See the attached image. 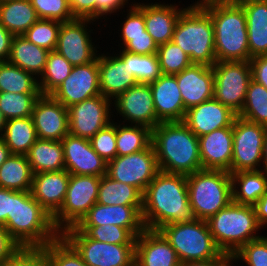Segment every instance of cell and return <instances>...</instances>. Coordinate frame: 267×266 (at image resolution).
Segmentation results:
<instances>
[{
	"mask_svg": "<svg viewBox=\"0 0 267 266\" xmlns=\"http://www.w3.org/2000/svg\"><path fill=\"white\" fill-rule=\"evenodd\" d=\"M261 170H264L265 172H267V126H266V131H265V139H264L263 152H262Z\"/></svg>",
	"mask_w": 267,
	"mask_h": 266,
	"instance_id": "obj_63",
	"label": "cell"
},
{
	"mask_svg": "<svg viewBox=\"0 0 267 266\" xmlns=\"http://www.w3.org/2000/svg\"><path fill=\"white\" fill-rule=\"evenodd\" d=\"M213 97L237 115L242 111L251 81L249 61H216L213 66Z\"/></svg>",
	"mask_w": 267,
	"mask_h": 266,
	"instance_id": "obj_11",
	"label": "cell"
},
{
	"mask_svg": "<svg viewBox=\"0 0 267 266\" xmlns=\"http://www.w3.org/2000/svg\"><path fill=\"white\" fill-rule=\"evenodd\" d=\"M91 23L94 25L96 21L75 18L68 22H61L55 50L72 66L91 63L99 54L98 47L95 45L97 38L92 42L94 37L91 34L94 32L89 26Z\"/></svg>",
	"mask_w": 267,
	"mask_h": 266,
	"instance_id": "obj_13",
	"label": "cell"
},
{
	"mask_svg": "<svg viewBox=\"0 0 267 266\" xmlns=\"http://www.w3.org/2000/svg\"><path fill=\"white\" fill-rule=\"evenodd\" d=\"M116 225L126 228L135 238L146 228L142 206H106L95 203L76 226Z\"/></svg>",
	"mask_w": 267,
	"mask_h": 266,
	"instance_id": "obj_20",
	"label": "cell"
},
{
	"mask_svg": "<svg viewBox=\"0 0 267 266\" xmlns=\"http://www.w3.org/2000/svg\"><path fill=\"white\" fill-rule=\"evenodd\" d=\"M42 248L45 266H87L81 255L62 235Z\"/></svg>",
	"mask_w": 267,
	"mask_h": 266,
	"instance_id": "obj_43",
	"label": "cell"
},
{
	"mask_svg": "<svg viewBox=\"0 0 267 266\" xmlns=\"http://www.w3.org/2000/svg\"><path fill=\"white\" fill-rule=\"evenodd\" d=\"M214 27L217 61H250L247 21L243 7L236 1L205 9Z\"/></svg>",
	"mask_w": 267,
	"mask_h": 266,
	"instance_id": "obj_4",
	"label": "cell"
},
{
	"mask_svg": "<svg viewBox=\"0 0 267 266\" xmlns=\"http://www.w3.org/2000/svg\"><path fill=\"white\" fill-rule=\"evenodd\" d=\"M130 9H126V11H122V15H126L124 17V21L122 23L121 28H119L117 32L119 36H137V35H145L146 25L144 20V3L142 2H130ZM134 3V4H133ZM127 13V14H123Z\"/></svg>",
	"mask_w": 267,
	"mask_h": 266,
	"instance_id": "obj_50",
	"label": "cell"
},
{
	"mask_svg": "<svg viewBox=\"0 0 267 266\" xmlns=\"http://www.w3.org/2000/svg\"><path fill=\"white\" fill-rule=\"evenodd\" d=\"M149 85L157 118L161 122L183 121L187 110L175 75L162 74Z\"/></svg>",
	"mask_w": 267,
	"mask_h": 266,
	"instance_id": "obj_25",
	"label": "cell"
},
{
	"mask_svg": "<svg viewBox=\"0 0 267 266\" xmlns=\"http://www.w3.org/2000/svg\"><path fill=\"white\" fill-rule=\"evenodd\" d=\"M246 15L250 57L267 55V0H236Z\"/></svg>",
	"mask_w": 267,
	"mask_h": 266,
	"instance_id": "obj_29",
	"label": "cell"
},
{
	"mask_svg": "<svg viewBox=\"0 0 267 266\" xmlns=\"http://www.w3.org/2000/svg\"><path fill=\"white\" fill-rule=\"evenodd\" d=\"M11 155L10 149L6 146L4 140L0 137V166Z\"/></svg>",
	"mask_w": 267,
	"mask_h": 266,
	"instance_id": "obj_62",
	"label": "cell"
},
{
	"mask_svg": "<svg viewBox=\"0 0 267 266\" xmlns=\"http://www.w3.org/2000/svg\"><path fill=\"white\" fill-rule=\"evenodd\" d=\"M136 266H180L175 249L159 230L145 229L135 241Z\"/></svg>",
	"mask_w": 267,
	"mask_h": 266,
	"instance_id": "obj_22",
	"label": "cell"
},
{
	"mask_svg": "<svg viewBox=\"0 0 267 266\" xmlns=\"http://www.w3.org/2000/svg\"><path fill=\"white\" fill-rule=\"evenodd\" d=\"M31 117L38 139L61 141L69 133L68 108L51 95L39 96Z\"/></svg>",
	"mask_w": 267,
	"mask_h": 266,
	"instance_id": "obj_19",
	"label": "cell"
},
{
	"mask_svg": "<svg viewBox=\"0 0 267 266\" xmlns=\"http://www.w3.org/2000/svg\"><path fill=\"white\" fill-rule=\"evenodd\" d=\"M100 181L98 176L70 174L63 205L53 216L54 226L60 234L76 226L97 203Z\"/></svg>",
	"mask_w": 267,
	"mask_h": 266,
	"instance_id": "obj_9",
	"label": "cell"
},
{
	"mask_svg": "<svg viewBox=\"0 0 267 266\" xmlns=\"http://www.w3.org/2000/svg\"><path fill=\"white\" fill-rule=\"evenodd\" d=\"M142 219L145 228L151 230L195 220L186 175L159 171L143 193Z\"/></svg>",
	"mask_w": 267,
	"mask_h": 266,
	"instance_id": "obj_1",
	"label": "cell"
},
{
	"mask_svg": "<svg viewBox=\"0 0 267 266\" xmlns=\"http://www.w3.org/2000/svg\"><path fill=\"white\" fill-rule=\"evenodd\" d=\"M4 227L24 248H42L61 235L54 226L53 217L30 191L12 190L11 218L7 219Z\"/></svg>",
	"mask_w": 267,
	"mask_h": 266,
	"instance_id": "obj_3",
	"label": "cell"
},
{
	"mask_svg": "<svg viewBox=\"0 0 267 266\" xmlns=\"http://www.w3.org/2000/svg\"><path fill=\"white\" fill-rule=\"evenodd\" d=\"M251 78L267 89V55H260L250 59Z\"/></svg>",
	"mask_w": 267,
	"mask_h": 266,
	"instance_id": "obj_55",
	"label": "cell"
},
{
	"mask_svg": "<svg viewBox=\"0 0 267 266\" xmlns=\"http://www.w3.org/2000/svg\"><path fill=\"white\" fill-rule=\"evenodd\" d=\"M49 51L30 42L23 35H15L12 40L8 62L34 75H42Z\"/></svg>",
	"mask_w": 267,
	"mask_h": 266,
	"instance_id": "obj_30",
	"label": "cell"
},
{
	"mask_svg": "<svg viewBox=\"0 0 267 266\" xmlns=\"http://www.w3.org/2000/svg\"><path fill=\"white\" fill-rule=\"evenodd\" d=\"M175 77L186 110L213 98L214 73L212 66L191 64L180 73L175 74Z\"/></svg>",
	"mask_w": 267,
	"mask_h": 266,
	"instance_id": "obj_23",
	"label": "cell"
},
{
	"mask_svg": "<svg viewBox=\"0 0 267 266\" xmlns=\"http://www.w3.org/2000/svg\"><path fill=\"white\" fill-rule=\"evenodd\" d=\"M113 121L104 129L98 131L91 139L93 150L109 162L117 156L116 147V122Z\"/></svg>",
	"mask_w": 267,
	"mask_h": 266,
	"instance_id": "obj_49",
	"label": "cell"
},
{
	"mask_svg": "<svg viewBox=\"0 0 267 266\" xmlns=\"http://www.w3.org/2000/svg\"><path fill=\"white\" fill-rule=\"evenodd\" d=\"M89 238L111 244H135L136 238L123 227L116 225L75 226Z\"/></svg>",
	"mask_w": 267,
	"mask_h": 266,
	"instance_id": "obj_46",
	"label": "cell"
},
{
	"mask_svg": "<svg viewBox=\"0 0 267 266\" xmlns=\"http://www.w3.org/2000/svg\"><path fill=\"white\" fill-rule=\"evenodd\" d=\"M50 95L66 108L101 95L98 56L91 63L73 66L70 75Z\"/></svg>",
	"mask_w": 267,
	"mask_h": 266,
	"instance_id": "obj_17",
	"label": "cell"
},
{
	"mask_svg": "<svg viewBox=\"0 0 267 266\" xmlns=\"http://www.w3.org/2000/svg\"><path fill=\"white\" fill-rule=\"evenodd\" d=\"M41 93L0 92V110L6 120L31 117Z\"/></svg>",
	"mask_w": 267,
	"mask_h": 266,
	"instance_id": "obj_42",
	"label": "cell"
},
{
	"mask_svg": "<svg viewBox=\"0 0 267 266\" xmlns=\"http://www.w3.org/2000/svg\"><path fill=\"white\" fill-rule=\"evenodd\" d=\"M142 196L136 187L104 175L99 184L97 203L106 206H142Z\"/></svg>",
	"mask_w": 267,
	"mask_h": 266,
	"instance_id": "obj_36",
	"label": "cell"
},
{
	"mask_svg": "<svg viewBox=\"0 0 267 266\" xmlns=\"http://www.w3.org/2000/svg\"><path fill=\"white\" fill-rule=\"evenodd\" d=\"M124 63H128L130 74L137 83L149 84L162 75L158 55L156 54H134L120 48L115 52Z\"/></svg>",
	"mask_w": 267,
	"mask_h": 266,
	"instance_id": "obj_39",
	"label": "cell"
},
{
	"mask_svg": "<svg viewBox=\"0 0 267 266\" xmlns=\"http://www.w3.org/2000/svg\"><path fill=\"white\" fill-rule=\"evenodd\" d=\"M73 66L56 50L49 51L45 69L38 79L42 95H50L71 73Z\"/></svg>",
	"mask_w": 267,
	"mask_h": 266,
	"instance_id": "obj_40",
	"label": "cell"
},
{
	"mask_svg": "<svg viewBox=\"0 0 267 266\" xmlns=\"http://www.w3.org/2000/svg\"><path fill=\"white\" fill-rule=\"evenodd\" d=\"M210 233L222 253L231 257L249 241L261 237L254 207L231 202L207 220Z\"/></svg>",
	"mask_w": 267,
	"mask_h": 266,
	"instance_id": "obj_5",
	"label": "cell"
},
{
	"mask_svg": "<svg viewBox=\"0 0 267 266\" xmlns=\"http://www.w3.org/2000/svg\"><path fill=\"white\" fill-rule=\"evenodd\" d=\"M32 172H53L65 169L64 149L61 141L38 139L27 154Z\"/></svg>",
	"mask_w": 267,
	"mask_h": 266,
	"instance_id": "obj_32",
	"label": "cell"
},
{
	"mask_svg": "<svg viewBox=\"0 0 267 266\" xmlns=\"http://www.w3.org/2000/svg\"><path fill=\"white\" fill-rule=\"evenodd\" d=\"M159 170L189 175L202 169L198 137L183 121L160 122L151 130Z\"/></svg>",
	"mask_w": 267,
	"mask_h": 266,
	"instance_id": "obj_2",
	"label": "cell"
},
{
	"mask_svg": "<svg viewBox=\"0 0 267 266\" xmlns=\"http://www.w3.org/2000/svg\"><path fill=\"white\" fill-rule=\"evenodd\" d=\"M165 2L145 3L144 20L146 31L159 46L172 41L175 24L185 7ZM180 6V7H179Z\"/></svg>",
	"mask_w": 267,
	"mask_h": 266,
	"instance_id": "obj_28",
	"label": "cell"
},
{
	"mask_svg": "<svg viewBox=\"0 0 267 266\" xmlns=\"http://www.w3.org/2000/svg\"><path fill=\"white\" fill-rule=\"evenodd\" d=\"M14 35L0 24V62L8 61Z\"/></svg>",
	"mask_w": 267,
	"mask_h": 266,
	"instance_id": "obj_58",
	"label": "cell"
},
{
	"mask_svg": "<svg viewBox=\"0 0 267 266\" xmlns=\"http://www.w3.org/2000/svg\"><path fill=\"white\" fill-rule=\"evenodd\" d=\"M69 178L70 173L65 169L33 174L30 192L52 217L63 205Z\"/></svg>",
	"mask_w": 267,
	"mask_h": 266,
	"instance_id": "obj_27",
	"label": "cell"
},
{
	"mask_svg": "<svg viewBox=\"0 0 267 266\" xmlns=\"http://www.w3.org/2000/svg\"><path fill=\"white\" fill-rule=\"evenodd\" d=\"M230 263L231 257H216L203 261L181 263L180 266H228Z\"/></svg>",
	"mask_w": 267,
	"mask_h": 266,
	"instance_id": "obj_60",
	"label": "cell"
},
{
	"mask_svg": "<svg viewBox=\"0 0 267 266\" xmlns=\"http://www.w3.org/2000/svg\"><path fill=\"white\" fill-rule=\"evenodd\" d=\"M202 169L231 174L233 127H223L198 137Z\"/></svg>",
	"mask_w": 267,
	"mask_h": 266,
	"instance_id": "obj_24",
	"label": "cell"
},
{
	"mask_svg": "<svg viewBox=\"0 0 267 266\" xmlns=\"http://www.w3.org/2000/svg\"><path fill=\"white\" fill-rule=\"evenodd\" d=\"M257 221L259 225L264 229L267 227V192L257 201L253 206Z\"/></svg>",
	"mask_w": 267,
	"mask_h": 266,
	"instance_id": "obj_59",
	"label": "cell"
},
{
	"mask_svg": "<svg viewBox=\"0 0 267 266\" xmlns=\"http://www.w3.org/2000/svg\"><path fill=\"white\" fill-rule=\"evenodd\" d=\"M98 69L101 94L111 100L137 84L130 74L128 63L114 52L98 54Z\"/></svg>",
	"mask_w": 267,
	"mask_h": 266,
	"instance_id": "obj_26",
	"label": "cell"
},
{
	"mask_svg": "<svg viewBox=\"0 0 267 266\" xmlns=\"http://www.w3.org/2000/svg\"><path fill=\"white\" fill-rule=\"evenodd\" d=\"M186 178L189 202L196 219L207 221L233 201L229 172L201 169Z\"/></svg>",
	"mask_w": 267,
	"mask_h": 266,
	"instance_id": "obj_7",
	"label": "cell"
},
{
	"mask_svg": "<svg viewBox=\"0 0 267 266\" xmlns=\"http://www.w3.org/2000/svg\"><path fill=\"white\" fill-rule=\"evenodd\" d=\"M0 92L41 93L34 75L8 61L0 62Z\"/></svg>",
	"mask_w": 267,
	"mask_h": 266,
	"instance_id": "obj_38",
	"label": "cell"
},
{
	"mask_svg": "<svg viewBox=\"0 0 267 266\" xmlns=\"http://www.w3.org/2000/svg\"><path fill=\"white\" fill-rule=\"evenodd\" d=\"M5 124H6V119L4 118V116L2 115V112L0 110V136L3 133Z\"/></svg>",
	"mask_w": 267,
	"mask_h": 266,
	"instance_id": "obj_64",
	"label": "cell"
},
{
	"mask_svg": "<svg viewBox=\"0 0 267 266\" xmlns=\"http://www.w3.org/2000/svg\"><path fill=\"white\" fill-rule=\"evenodd\" d=\"M159 231L175 249L181 263L231 257L217 247L206 220L171 223Z\"/></svg>",
	"mask_w": 267,
	"mask_h": 266,
	"instance_id": "obj_8",
	"label": "cell"
},
{
	"mask_svg": "<svg viewBox=\"0 0 267 266\" xmlns=\"http://www.w3.org/2000/svg\"><path fill=\"white\" fill-rule=\"evenodd\" d=\"M233 202L254 206L267 192V172L240 171L231 173Z\"/></svg>",
	"mask_w": 267,
	"mask_h": 266,
	"instance_id": "obj_31",
	"label": "cell"
},
{
	"mask_svg": "<svg viewBox=\"0 0 267 266\" xmlns=\"http://www.w3.org/2000/svg\"><path fill=\"white\" fill-rule=\"evenodd\" d=\"M65 170L72 175L102 177L107 173V161L93 150L90 139L68 133L62 140Z\"/></svg>",
	"mask_w": 267,
	"mask_h": 266,
	"instance_id": "obj_18",
	"label": "cell"
},
{
	"mask_svg": "<svg viewBox=\"0 0 267 266\" xmlns=\"http://www.w3.org/2000/svg\"><path fill=\"white\" fill-rule=\"evenodd\" d=\"M116 122L117 156L134 154L151 144V129L142 125Z\"/></svg>",
	"mask_w": 267,
	"mask_h": 266,
	"instance_id": "obj_37",
	"label": "cell"
},
{
	"mask_svg": "<svg viewBox=\"0 0 267 266\" xmlns=\"http://www.w3.org/2000/svg\"><path fill=\"white\" fill-rule=\"evenodd\" d=\"M238 116L267 126V89L263 85L251 79L242 111Z\"/></svg>",
	"mask_w": 267,
	"mask_h": 266,
	"instance_id": "obj_41",
	"label": "cell"
},
{
	"mask_svg": "<svg viewBox=\"0 0 267 266\" xmlns=\"http://www.w3.org/2000/svg\"><path fill=\"white\" fill-rule=\"evenodd\" d=\"M231 262L237 265L243 262L247 266H267V236L262 235L249 241L231 257Z\"/></svg>",
	"mask_w": 267,
	"mask_h": 266,
	"instance_id": "obj_47",
	"label": "cell"
},
{
	"mask_svg": "<svg viewBox=\"0 0 267 266\" xmlns=\"http://www.w3.org/2000/svg\"><path fill=\"white\" fill-rule=\"evenodd\" d=\"M228 266H236V265H235L234 263L231 262Z\"/></svg>",
	"mask_w": 267,
	"mask_h": 266,
	"instance_id": "obj_65",
	"label": "cell"
},
{
	"mask_svg": "<svg viewBox=\"0 0 267 266\" xmlns=\"http://www.w3.org/2000/svg\"><path fill=\"white\" fill-rule=\"evenodd\" d=\"M265 131L264 125L235 118L231 173L261 170Z\"/></svg>",
	"mask_w": 267,
	"mask_h": 266,
	"instance_id": "obj_12",
	"label": "cell"
},
{
	"mask_svg": "<svg viewBox=\"0 0 267 266\" xmlns=\"http://www.w3.org/2000/svg\"><path fill=\"white\" fill-rule=\"evenodd\" d=\"M129 1L130 0H96V22L100 21L102 23V19L107 22L109 16L111 17L115 13V15H118L117 13L120 12V10L122 12V9L124 11V8H129L131 5ZM125 5H127V7Z\"/></svg>",
	"mask_w": 267,
	"mask_h": 266,
	"instance_id": "obj_53",
	"label": "cell"
},
{
	"mask_svg": "<svg viewBox=\"0 0 267 266\" xmlns=\"http://www.w3.org/2000/svg\"><path fill=\"white\" fill-rule=\"evenodd\" d=\"M60 26L61 22L57 20L38 19L23 36L37 46L53 51L57 46Z\"/></svg>",
	"mask_w": 267,
	"mask_h": 266,
	"instance_id": "obj_44",
	"label": "cell"
},
{
	"mask_svg": "<svg viewBox=\"0 0 267 266\" xmlns=\"http://www.w3.org/2000/svg\"><path fill=\"white\" fill-rule=\"evenodd\" d=\"M112 100L102 94L68 107L69 133L91 139L113 120Z\"/></svg>",
	"mask_w": 267,
	"mask_h": 266,
	"instance_id": "obj_15",
	"label": "cell"
},
{
	"mask_svg": "<svg viewBox=\"0 0 267 266\" xmlns=\"http://www.w3.org/2000/svg\"><path fill=\"white\" fill-rule=\"evenodd\" d=\"M20 246L11 238L4 225H0V265L8 260Z\"/></svg>",
	"mask_w": 267,
	"mask_h": 266,
	"instance_id": "obj_56",
	"label": "cell"
},
{
	"mask_svg": "<svg viewBox=\"0 0 267 266\" xmlns=\"http://www.w3.org/2000/svg\"><path fill=\"white\" fill-rule=\"evenodd\" d=\"M70 9L74 18L96 21V0H71Z\"/></svg>",
	"mask_w": 267,
	"mask_h": 266,
	"instance_id": "obj_54",
	"label": "cell"
},
{
	"mask_svg": "<svg viewBox=\"0 0 267 266\" xmlns=\"http://www.w3.org/2000/svg\"><path fill=\"white\" fill-rule=\"evenodd\" d=\"M12 190L0 188V225H5L11 218Z\"/></svg>",
	"mask_w": 267,
	"mask_h": 266,
	"instance_id": "obj_57",
	"label": "cell"
},
{
	"mask_svg": "<svg viewBox=\"0 0 267 266\" xmlns=\"http://www.w3.org/2000/svg\"><path fill=\"white\" fill-rule=\"evenodd\" d=\"M120 44L118 42V47L120 46L122 50L134 54H156L158 50V45L152 39V37L145 30V35L137 36H119ZM122 45V46H121Z\"/></svg>",
	"mask_w": 267,
	"mask_h": 266,
	"instance_id": "obj_51",
	"label": "cell"
},
{
	"mask_svg": "<svg viewBox=\"0 0 267 266\" xmlns=\"http://www.w3.org/2000/svg\"><path fill=\"white\" fill-rule=\"evenodd\" d=\"M159 171L155 151L150 144L140 152L116 156L107 162L106 175L115 181L136 187L143 194Z\"/></svg>",
	"mask_w": 267,
	"mask_h": 266,
	"instance_id": "obj_14",
	"label": "cell"
},
{
	"mask_svg": "<svg viewBox=\"0 0 267 266\" xmlns=\"http://www.w3.org/2000/svg\"><path fill=\"white\" fill-rule=\"evenodd\" d=\"M0 266H45L43 248L20 247Z\"/></svg>",
	"mask_w": 267,
	"mask_h": 266,
	"instance_id": "obj_52",
	"label": "cell"
},
{
	"mask_svg": "<svg viewBox=\"0 0 267 266\" xmlns=\"http://www.w3.org/2000/svg\"><path fill=\"white\" fill-rule=\"evenodd\" d=\"M38 19L30 0L0 3V24L14 36L23 35Z\"/></svg>",
	"mask_w": 267,
	"mask_h": 266,
	"instance_id": "obj_33",
	"label": "cell"
},
{
	"mask_svg": "<svg viewBox=\"0 0 267 266\" xmlns=\"http://www.w3.org/2000/svg\"><path fill=\"white\" fill-rule=\"evenodd\" d=\"M231 0H197L194 2L193 0V3L192 4H188V6H184L185 9H202V10H205L207 8H210L212 6H217V5H220V4H224V3H227Z\"/></svg>",
	"mask_w": 267,
	"mask_h": 266,
	"instance_id": "obj_61",
	"label": "cell"
},
{
	"mask_svg": "<svg viewBox=\"0 0 267 266\" xmlns=\"http://www.w3.org/2000/svg\"><path fill=\"white\" fill-rule=\"evenodd\" d=\"M81 255L87 266H132L135 244H111L89 238L75 226L61 234Z\"/></svg>",
	"mask_w": 267,
	"mask_h": 266,
	"instance_id": "obj_10",
	"label": "cell"
},
{
	"mask_svg": "<svg viewBox=\"0 0 267 266\" xmlns=\"http://www.w3.org/2000/svg\"><path fill=\"white\" fill-rule=\"evenodd\" d=\"M237 116L213 97L189 108L183 122L197 137H201L223 127H233Z\"/></svg>",
	"mask_w": 267,
	"mask_h": 266,
	"instance_id": "obj_21",
	"label": "cell"
},
{
	"mask_svg": "<svg viewBox=\"0 0 267 266\" xmlns=\"http://www.w3.org/2000/svg\"><path fill=\"white\" fill-rule=\"evenodd\" d=\"M116 116L122 117L121 123L142 125L153 129L161 121L157 118L153 96L149 84L137 83L112 100ZM118 113V114H117Z\"/></svg>",
	"mask_w": 267,
	"mask_h": 266,
	"instance_id": "obj_16",
	"label": "cell"
},
{
	"mask_svg": "<svg viewBox=\"0 0 267 266\" xmlns=\"http://www.w3.org/2000/svg\"><path fill=\"white\" fill-rule=\"evenodd\" d=\"M11 154L27 155L30 147L38 140L32 117L6 120L0 136Z\"/></svg>",
	"mask_w": 267,
	"mask_h": 266,
	"instance_id": "obj_34",
	"label": "cell"
},
{
	"mask_svg": "<svg viewBox=\"0 0 267 266\" xmlns=\"http://www.w3.org/2000/svg\"><path fill=\"white\" fill-rule=\"evenodd\" d=\"M39 19L68 22L74 18L68 0H30Z\"/></svg>",
	"mask_w": 267,
	"mask_h": 266,
	"instance_id": "obj_48",
	"label": "cell"
},
{
	"mask_svg": "<svg viewBox=\"0 0 267 266\" xmlns=\"http://www.w3.org/2000/svg\"><path fill=\"white\" fill-rule=\"evenodd\" d=\"M157 55L162 74L175 75L192 64L189 56L173 41L159 45Z\"/></svg>",
	"mask_w": 267,
	"mask_h": 266,
	"instance_id": "obj_45",
	"label": "cell"
},
{
	"mask_svg": "<svg viewBox=\"0 0 267 266\" xmlns=\"http://www.w3.org/2000/svg\"><path fill=\"white\" fill-rule=\"evenodd\" d=\"M33 174L27 155L11 154L0 166V188L31 191Z\"/></svg>",
	"mask_w": 267,
	"mask_h": 266,
	"instance_id": "obj_35",
	"label": "cell"
},
{
	"mask_svg": "<svg viewBox=\"0 0 267 266\" xmlns=\"http://www.w3.org/2000/svg\"><path fill=\"white\" fill-rule=\"evenodd\" d=\"M172 41L189 56L192 64L213 66L217 61L214 27L206 10L184 9L175 24Z\"/></svg>",
	"mask_w": 267,
	"mask_h": 266,
	"instance_id": "obj_6",
	"label": "cell"
}]
</instances>
